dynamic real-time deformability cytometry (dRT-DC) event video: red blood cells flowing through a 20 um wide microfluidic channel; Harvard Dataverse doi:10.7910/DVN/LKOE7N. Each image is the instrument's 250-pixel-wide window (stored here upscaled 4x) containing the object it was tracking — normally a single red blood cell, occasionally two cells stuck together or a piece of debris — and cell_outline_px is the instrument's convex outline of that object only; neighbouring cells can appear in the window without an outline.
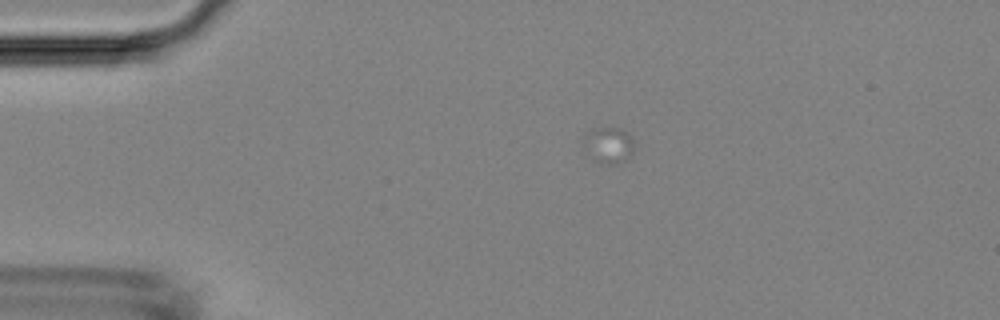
{"species": "Egyptian fruit bat (a non-hibernating species)", "species_latin": "Rousettus aegyptiacus", "temperature_condition": "room temperature", "stored_images_in_passage": 3, "camera_frame_rate_fps": 3000, "um_per_image_px": 0.085, "animal": {"sex": "female"}, "frame": {"image": 1, "passage_image": 1, "time_ms": 0.0, "image_size_px": [1000, 320], "cell_outline_px": [[632, 152], [628, 160], [616, 164], [600, 164], [592, 160], [580, 140], [592, 128], [620, 128], [628, 132], [632, 136]], "centroid_in_image_um": [51.69, 12.35], "position_along_channel_um": 33.3, "area_um2": 10.98}}